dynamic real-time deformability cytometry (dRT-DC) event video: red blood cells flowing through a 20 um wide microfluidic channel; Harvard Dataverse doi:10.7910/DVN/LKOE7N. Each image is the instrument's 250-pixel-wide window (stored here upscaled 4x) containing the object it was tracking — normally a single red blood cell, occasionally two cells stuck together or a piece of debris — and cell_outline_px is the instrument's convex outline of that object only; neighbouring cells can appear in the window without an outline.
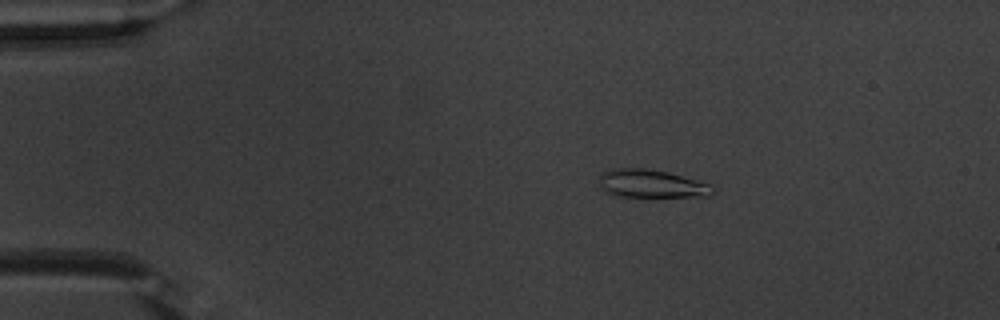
{"species": "common noctule bat (a hibernating species)", "species_latin": "Nyctalus noctula", "temperature_condition": "warm", "stored_images_in_passage": 52, "camera_frame_rate_fps": 3000, "um_per_image_px": 0.085, "animal": {"sex": "male", "body_mass_g": 20.1, "forearm_length_mm": 53.5}, "frame": {"image": 1, "passage_image": 9, "time_ms": 2.667, "image_size_px": [1000, 320], "cell_outline_px": [[716, 192], [708, 196], [620, 196], [604, 192], [600, 184], [600, 176], [604, 172], [612, 168], [648, 168], [668, 172], [712, 184]], "centroid_in_image_um": [55.4, 15.6], "position_along_channel_um": 29.6, "area_um2": 18.55}}
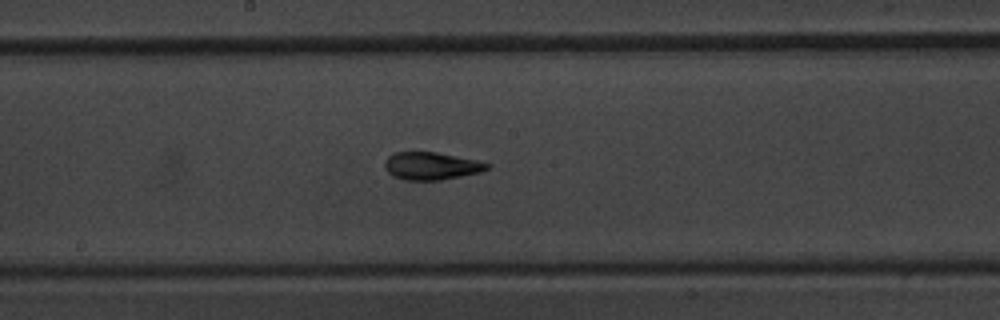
{"frame": {"image": 2, "passage_image": 28, "time_ms": 9.0, "image_size_px": [1000, 320], "cell_outline_px": [[492, 164], [488, 168], [480, 172], [440, 180], [404, 180], [392, 176], [384, 168], [384, 160], [388, 156], [396, 152], [436, 152], [476, 160]], "centroid_in_image_um": [36.62, 14.11], "position_along_channel_um": 211.6, "area_um2": 16.47}}
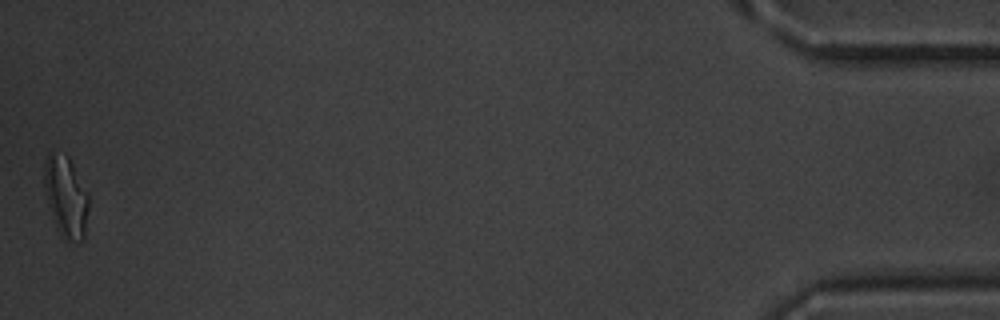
{"frame": {"image": 3, "passage_image": 52, "time_ms": 17.0, "image_size_px": [1000, 320], "cell_outline_px": [[88, 208], [84, 240], [68, 244], [64, 240], [56, 224], [44, 192], [44, 164], [48, 152], [64, 152], [68, 156], [88, 192]], "centroid_in_image_um": [5.61, 16.71], "position_along_channel_um": 429.6, "area_um2": 21.15}, "authors_computed_cell_mechanics": {"area_um2": 17.051, "velocity_mm_per_s": 3.8429, "shape_relaxation_time_tau1_ms": 4.4958, "shape_relaxation_time_tau2_ms": 1.67, "deformation_change_tau1": 0.1977, "deformation_change_tau2": 0.0714}}